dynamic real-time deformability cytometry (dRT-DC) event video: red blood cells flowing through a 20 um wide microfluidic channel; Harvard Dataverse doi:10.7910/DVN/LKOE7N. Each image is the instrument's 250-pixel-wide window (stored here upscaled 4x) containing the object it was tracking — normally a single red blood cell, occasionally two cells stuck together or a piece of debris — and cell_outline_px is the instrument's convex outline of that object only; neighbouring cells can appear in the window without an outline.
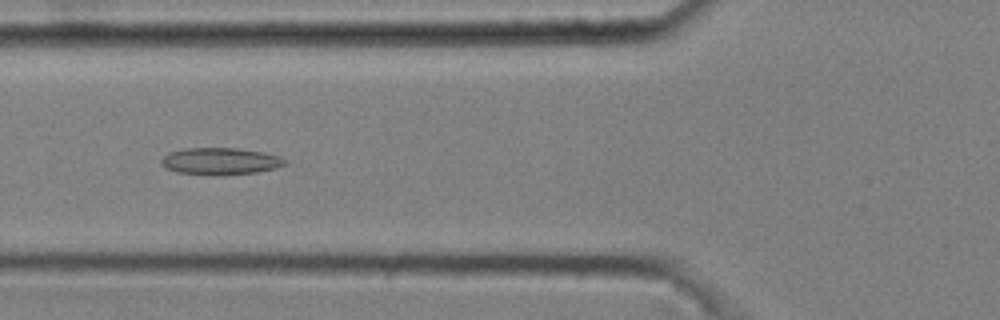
{"species": "common noctule bat (a hibernating species)", "species_latin": "Nyctalus noctula", "temperature_condition": "cold", "stored_images_in_passage": 35, "camera_frame_rate_fps": 3000, "um_per_image_px": 0.085, "animal": {"sex": "male", "body_mass_g": 20.4}, "frame": {"image": 1, "passage_image": 9, "time_ms": 2.667, "image_size_px": [1000, 320], "cell_outline_px": [[288, 164], [276, 168], [256, 172], [224, 176], [176, 172], [164, 168], [160, 164], [160, 160], [168, 152], [184, 148], [240, 148], [264, 152], [288, 160]], "centroid_in_image_um": [18.72, 13.71], "position_along_channel_um": 107.1, "area_um2": 19.77}}
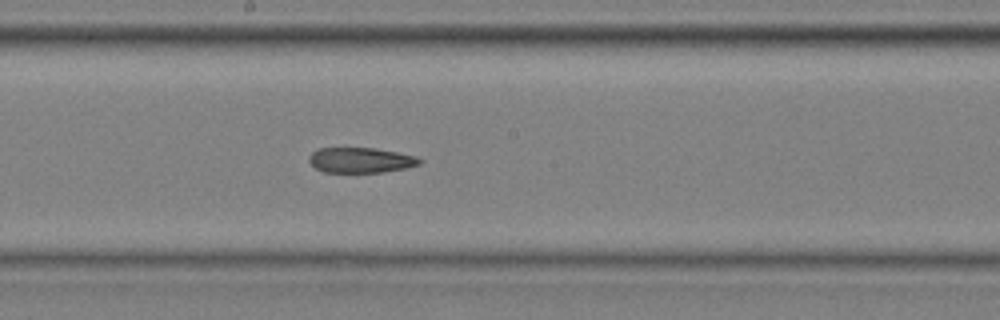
{"frame": {"image": 2, "passage_image": 18, "time_ms": 5.667, "image_size_px": [1000, 320], "cell_outline_px": [[424, 160], [420, 164], [404, 168], [384, 172], [324, 172], [316, 168], [308, 160], [308, 156], [312, 152], [320, 148], [376, 148], [416, 156]], "centroid_in_image_um": [30.66, 13.61], "position_along_channel_um": 217.5, "area_um2": 16.24}}
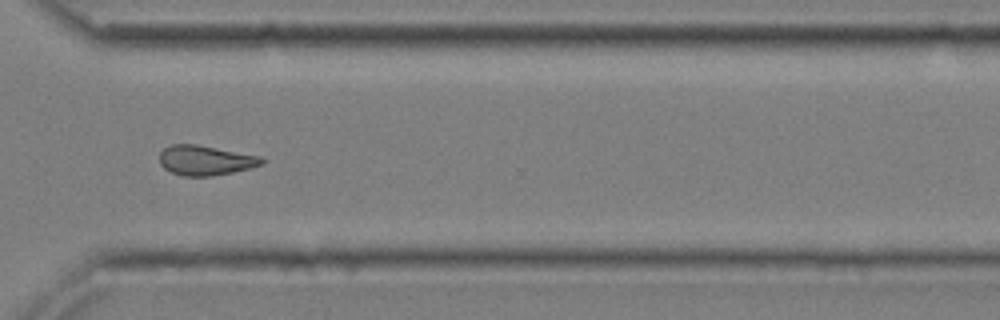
{"frame": {"image": 3, "passage_image": 29, "time_ms": 9.333, "image_size_px": [1000, 320], "cell_outline_px": [[264, 164], [252, 168], [212, 176], [184, 176], [172, 172], [164, 168], [160, 164], [160, 152], [164, 148], [172, 144], [196, 144], [260, 156], [264, 160]], "centroid_in_image_um": [17.47, 13.63], "position_along_channel_um": 353.1, "area_um2": 17.74}}